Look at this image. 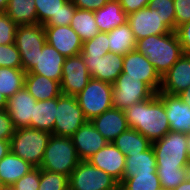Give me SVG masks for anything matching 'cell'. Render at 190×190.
Returning a JSON list of instances; mask_svg holds the SVG:
<instances>
[{
    "mask_svg": "<svg viewBox=\"0 0 190 190\" xmlns=\"http://www.w3.org/2000/svg\"><path fill=\"white\" fill-rule=\"evenodd\" d=\"M124 113L128 127L140 132L152 143L170 131L165 105L157 93L145 101L131 105Z\"/></svg>",
    "mask_w": 190,
    "mask_h": 190,
    "instance_id": "6da1fadb",
    "label": "cell"
},
{
    "mask_svg": "<svg viewBox=\"0 0 190 190\" xmlns=\"http://www.w3.org/2000/svg\"><path fill=\"white\" fill-rule=\"evenodd\" d=\"M135 50L145 55L160 77L165 75L183 55L175 31L163 35H150L136 41Z\"/></svg>",
    "mask_w": 190,
    "mask_h": 190,
    "instance_id": "7a4b0ae2",
    "label": "cell"
},
{
    "mask_svg": "<svg viewBox=\"0 0 190 190\" xmlns=\"http://www.w3.org/2000/svg\"><path fill=\"white\" fill-rule=\"evenodd\" d=\"M186 142L187 134L174 131H169L160 140L153 142L156 170L187 168L190 160Z\"/></svg>",
    "mask_w": 190,
    "mask_h": 190,
    "instance_id": "3957f363",
    "label": "cell"
},
{
    "mask_svg": "<svg viewBox=\"0 0 190 190\" xmlns=\"http://www.w3.org/2000/svg\"><path fill=\"white\" fill-rule=\"evenodd\" d=\"M79 162L71 138L51 134L39 168L69 177Z\"/></svg>",
    "mask_w": 190,
    "mask_h": 190,
    "instance_id": "277c9868",
    "label": "cell"
},
{
    "mask_svg": "<svg viewBox=\"0 0 190 190\" xmlns=\"http://www.w3.org/2000/svg\"><path fill=\"white\" fill-rule=\"evenodd\" d=\"M50 136L51 133L31 127L15 129L10 140V150L33 167L39 168Z\"/></svg>",
    "mask_w": 190,
    "mask_h": 190,
    "instance_id": "5b68a950",
    "label": "cell"
},
{
    "mask_svg": "<svg viewBox=\"0 0 190 190\" xmlns=\"http://www.w3.org/2000/svg\"><path fill=\"white\" fill-rule=\"evenodd\" d=\"M113 84L90 78L83 90L76 95L77 102L88 121L113 107Z\"/></svg>",
    "mask_w": 190,
    "mask_h": 190,
    "instance_id": "8992f818",
    "label": "cell"
},
{
    "mask_svg": "<svg viewBox=\"0 0 190 190\" xmlns=\"http://www.w3.org/2000/svg\"><path fill=\"white\" fill-rule=\"evenodd\" d=\"M46 43V34L43 25H20L15 35V46L22 60V69L28 73L37 62V57Z\"/></svg>",
    "mask_w": 190,
    "mask_h": 190,
    "instance_id": "52a82bcc",
    "label": "cell"
},
{
    "mask_svg": "<svg viewBox=\"0 0 190 190\" xmlns=\"http://www.w3.org/2000/svg\"><path fill=\"white\" fill-rule=\"evenodd\" d=\"M69 190H119V183L88 161H80L69 176Z\"/></svg>",
    "mask_w": 190,
    "mask_h": 190,
    "instance_id": "ba28073f",
    "label": "cell"
},
{
    "mask_svg": "<svg viewBox=\"0 0 190 190\" xmlns=\"http://www.w3.org/2000/svg\"><path fill=\"white\" fill-rule=\"evenodd\" d=\"M54 129L51 133L55 136L71 137L84 123L86 119L80 108L76 96L61 94L57 97V109Z\"/></svg>",
    "mask_w": 190,
    "mask_h": 190,
    "instance_id": "9c48e42d",
    "label": "cell"
},
{
    "mask_svg": "<svg viewBox=\"0 0 190 190\" xmlns=\"http://www.w3.org/2000/svg\"><path fill=\"white\" fill-rule=\"evenodd\" d=\"M155 92L140 79L125 78L121 73L113 83V107L125 110L133 104H138L151 98Z\"/></svg>",
    "mask_w": 190,
    "mask_h": 190,
    "instance_id": "30bf717a",
    "label": "cell"
},
{
    "mask_svg": "<svg viewBox=\"0 0 190 190\" xmlns=\"http://www.w3.org/2000/svg\"><path fill=\"white\" fill-rule=\"evenodd\" d=\"M122 73H125V78L140 79L145 82L155 93L160 90L161 77L150 60L136 50L124 55Z\"/></svg>",
    "mask_w": 190,
    "mask_h": 190,
    "instance_id": "8fae6325",
    "label": "cell"
},
{
    "mask_svg": "<svg viewBox=\"0 0 190 190\" xmlns=\"http://www.w3.org/2000/svg\"><path fill=\"white\" fill-rule=\"evenodd\" d=\"M90 78L81 54L66 57L62 67L61 93L76 96L87 85Z\"/></svg>",
    "mask_w": 190,
    "mask_h": 190,
    "instance_id": "7c38bea8",
    "label": "cell"
},
{
    "mask_svg": "<svg viewBox=\"0 0 190 190\" xmlns=\"http://www.w3.org/2000/svg\"><path fill=\"white\" fill-rule=\"evenodd\" d=\"M127 22L130 25L136 41L150 35H163L171 32L163 23V19L158 13V10H153L149 7L129 14Z\"/></svg>",
    "mask_w": 190,
    "mask_h": 190,
    "instance_id": "4fadbf2b",
    "label": "cell"
},
{
    "mask_svg": "<svg viewBox=\"0 0 190 190\" xmlns=\"http://www.w3.org/2000/svg\"><path fill=\"white\" fill-rule=\"evenodd\" d=\"M91 78L113 84L122 73L124 56L107 53L104 56L82 55Z\"/></svg>",
    "mask_w": 190,
    "mask_h": 190,
    "instance_id": "5bb4252c",
    "label": "cell"
},
{
    "mask_svg": "<svg viewBox=\"0 0 190 190\" xmlns=\"http://www.w3.org/2000/svg\"><path fill=\"white\" fill-rule=\"evenodd\" d=\"M46 42L61 55L71 57L81 54L83 41L80 36L67 26H44Z\"/></svg>",
    "mask_w": 190,
    "mask_h": 190,
    "instance_id": "9a60e30c",
    "label": "cell"
},
{
    "mask_svg": "<svg viewBox=\"0 0 190 190\" xmlns=\"http://www.w3.org/2000/svg\"><path fill=\"white\" fill-rule=\"evenodd\" d=\"M125 160L126 156L113 143L109 142L87 161L109 174L120 184L123 180Z\"/></svg>",
    "mask_w": 190,
    "mask_h": 190,
    "instance_id": "2e32d148",
    "label": "cell"
},
{
    "mask_svg": "<svg viewBox=\"0 0 190 190\" xmlns=\"http://www.w3.org/2000/svg\"><path fill=\"white\" fill-rule=\"evenodd\" d=\"M70 138L80 161H87L109 143L97 131L91 121L84 123Z\"/></svg>",
    "mask_w": 190,
    "mask_h": 190,
    "instance_id": "e0dca14e",
    "label": "cell"
},
{
    "mask_svg": "<svg viewBox=\"0 0 190 190\" xmlns=\"http://www.w3.org/2000/svg\"><path fill=\"white\" fill-rule=\"evenodd\" d=\"M36 102L25 86L7 100L6 111L15 129L31 127Z\"/></svg>",
    "mask_w": 190,
    "mask_h": 190,
    "instance_id": "ac0fdd59",
    "label": "cell"
},
{
    "mask_svg": "<svg viewBox=\"0 0 190 190\" xmlns=\"http://www.w3.org/2000/svg\"><path fill=\"white\" fill-rule=\"evenodd\" d=\"M190 86V54H184L161 77L159 92L178 95Z\"/></svg>",
    "mask_w": 190,
    "mask_h": 190,
    "instance_id": "d6986e66",
    "label": "cell"
},
{
    "mask_svg": "<svg viewBox=\"0 0 190 190\" xmlns=\"http://www.w3.org/2000/svg\"><path fill=\"white\" fill-rule=\"evenodd\" d=\"M165 105V112L170 124V131L184 134L190 133V106L184 103L178 95L158 92Z\"/></svg>",
    "mask_w": 190,
    "mask_h": 190,
    "instance_id": "ffe728a7",
    "label": "cell"
},
{
    "mask_svg": "<svg viewBox=\"0 0 190 190\" xmlns=\"http://www.w3.org/2000/svg\"><path fill=\"white\" fill-rule=\"evenodd\" d=\"M66 57L61 55L54 47L47 42L42 48V52L37 57L34 68L26 74L43 75L54 81L61 82L62 67Z\"/></svg>",
    "mask_w": 190,
    "mask_h": 190,
    "instance_id": "44dd1931",
    "label": "cell"
},
{
    "mask_svg": "<svg viewBox=\"0 0 190 190\" xmlns=\"http://www.w3.org/2000/svg\"><path fill=\"white\" fill-rule=\"evenodd\" d=\"M91 123L97 131L108 141L113 142L122 132L129 127L124 110L112 107L99 116L93 118Z\"/></svg>",
    "mask_w": 190,
    "mask_h": 190,
    "instance_id": "7402d4cb",
    "label": "cell"
},
{
    "mask_svg": "<svg viewBox=\"0 0 190 190\" xmlns=\"http://www.w3.org/2000/svg\"><path fill=\"white\" fill-rule=\"evenodd\" d=\"M24 86L36 101L57 98L62 94L60 82L43 75L26 74Z\"/></svg>",
    "mask_w": 190,
    "mask_h": 190,
    "instance_id": "603a6c76",
    "label": "cell"
},
{
    "mask_svg": "<svg viewBox=\"0 0 190 190\" xmlns=\"http://www.w3.org/2000/svg\"><path fill=\"white\" fill-rule=\"evenodd\" d=\"M94 17L100 32H109L128 20V14L118 0H109L102 8L94 12Z\"/></svg>",
    "mask_w": 190,
    "mask_h": 190,
    "instance_id": "cb8c5ba5",
    "label": "cell"
},
{
    "mask_svg": "<svg viewBox=\"0 0 190 190\" xmlns=\"http://www.w3.org/2000/svg\"><path fill=\"white\" fill-rule=\"evenodd\" d=\"M30 163L15 155L11 150L0 160V177L9 189L17 180L34 169Z\"/></svg>",
    "mask_w": 190,
    "mask_h": 190,
    "instance_id": "d4e9b609",
    "label": "cell"
},
{
    "mask_svg": "<svg viewBox=\"0 0 190 190\" xmlns=\"http://www.w3.org/2000/svg\"><path fill=\"white\" fill-rule=\"evenodd\" d=\"M157 163L155 152L152 146L144 151L136 154H126L125 170L123 179L136 176L137 173L157 172Z\"/></svg>",
    "mask_w": 190,
    "mask_h": 190,
    "instance_id": "484cf974",
    "label": "cell"
},
{
    "mask_svg": "<svg viewBox=\"0 0 190 190\" xmlns=\"http://www.w3.org/2000/svg\"><path fill=\"white\" fill-rule=\"evenodd\" d=\"M57 98L37 101L34 106L31 128L52 133L56 118Z\"/></svg>",
    "mask_w": 190,
    "mask_h": 190,
    "instance_id": "4316f807",
    "label": "cell"
},
{
    "mask_svg": "<svg viewBox=\"0 0 190 190\" xmlns=\"http://www.w3.org/2000/svg\"><path fill=\"white\" fill-rule=\"evenodd\" d=\"M108 33L110 53L125 55L135 50L136 40L128 22L122 24Z\"/></svg>",
    "mask_w": 190,
    "mask_h": 190,
    "instance_id": "83f0119b",
    "label": "cell"
},
{
    "mask_svg": "<svg viewBox=\"0 0 190 190\" xmlns=\"http://www.w3.org/2000/svg\"><path fill=\"white\" fill-rule=\"evenodd\" d=\"M5 13L17 26L38 24L35 0H9Z\"/></svg>",
    "mask_w": 190,
    "mask_h": 190,
    "instance_id": "f1b7e54d",
    "label": "cell"
},
{
    "mask_svg": "<svg viewBox=\"0 0 190 190\" xmlns=\"http://www.w3.org/2000/svg\"><path fill=\"white\" fill-rule=\"evenodd\" d=\"M125 156L144 152L152 146L145 136L135 129L128 128L112 142Z\"/></svg>",
    "mask_w": 190,
    "mask_h": 190,
    "instance_id": "f546056e",
    "label": "cell"
},
{
    "mask_svg": "<svg viewBox=\"0 0 190 190\" xmlns=\"http://www.w3.org/2000/svg\"><path fill=\"white\" fill-rule=\"evenodd\" d=\"M70 26L80 36L83 42L91 40L100 32L95 22L94 12L90 10L77 8Z\"/></svg>",
    "mask_w": 190,
    "mask_h": 190,
    "instance_id": "4dcf8cb0",
    "label": "cell"
},
{
    "mask_svg": "<svg viewBox=\"0 0 190 190\" xmlns=\"http://www.w3.org/2000/svg\"><path fill=\"white\" fill-rule=\"evenodd\" d=\"M26 72L21 68L0 67V92L7 99L12 97L25 84Z\"/></svg>",
    "mask_w": 190,
    "mask_h": 190,
    "instance_id": "1f68e13d",
    "label": "cell"
},
{
    "mask_svg": "<svg viewBox=\"0 0 190 190\" xmlns=\"http://www.w3.org/2000/svg\"><path fill=\"white\" fill-rule=\"evenodd\" d=\"M161 184L157 172L137 173L136 176L123 179L119 190H160Z\"/></svg>",
    "mask_w": 190,
    "mask_h": 190,
    "instance_id": "d6a6232c",
    "label": "cell"
},
{
    "mask_svg": "<svg viewBox=\"0 0 190 190\" xmlns=\"http://www.w3.org/2000/svg\"><path fill=\"white\" fill-rule=\"evenodd\" d=\"M38 190H69V177L40 169V184Z\"/></svg>",
    "mask_w": 190,
    "mask_h": 190,
    "instance_id": "836d02e7",
    "label": "cell"
},
{
    "mask_svg": "<svg viewBox=\"0 0 190 190\" xmlns=\"http://www.w3.org/2000/svg\"><path fill=\"white\" fill-rule=\"evenodd\" d=\"M108 33L99 32L91 40L83 42L81 55L104 56L110 52Z\"/></svg>",
    "mask_w": 190,
    "mask_h": 190,
    "instance_id": "e575fe53",
    "label": "cell"
},
{
    "mask_svg": "<svg viewBox=\"0 0 190 190\" xmlns=\"http://www.w3.org/2000/svg\"><path fill=\"white\" fill-rule=\"evenodd\" d=\"M65 2L66 0H35L38 24L44 25L60 11Z\"/></svg>",
    "mask_w": 190,
    "mask_h": 190,
    "instance_id": "d590c367",
    "label": "cell"
},
{
    "mask_svg": "<svg viewBox=\"0 0 190 190\" xmlns=\"http://www.w3.org/2000/svg\"><path fill=\"white\" fill-rule=\"evenodd\" d=\"M148 7L158 10L163 19V23L171 30L175 31V8L173 0H149Z\"/></svg>",
    "mask_w": 190,
    "mask_h": 190,
    "instance_id": "8d00e7d4",
    "label": "cell"
},
{
    "mask_svg": "<svg viewBox=\"0 0 190 190\" xmlns=\"http://www.w3.org/2000/svg\"><path fill=\"white\" fill-rule=\"evenodd\" d=\"M156 171L160 180L161 187L164 189L173 190L187 179L186 168Z\"/></svg>",
    "mask_w": 190,
    "mask_h": 190,
    "instance_id": "74e56055",
    "label": "cell"
},
{
    "mask_svg": "<svg viewBox=\"0 0 190 190\" xmlns=\"http://www.w3.org/2000/svg\"><path fill=\"white\" fill-rule=\"evenodd\" d=\"M0 67L21 68V55L14 43L0 45Z\"/></svg>",
    "mask_w": 190,
    "mask_h": 190,
    "instance_id": "f35d334b",
    "label": "cell"
},
{
    "mask_svg": "<svg viewBox=\"0 0 190 190\" xmlns=\"http://www.w3.org/2000/svg\"><path fill=\"white\" fill-rule=\"evenodd\" d=\"M76 9L77 7L72 3V1H66L60 11L56 15L50 17V19L43 26L70 25Z\"/></svg>",
    "mask_w": 190,
    "mask_h": 190,
    "instance_id": "ab89813d",
    "label": "cell"
},
{
    "mask_svg": "<svg viewBox=\"0 0 190 190\" xmlns=\"http://www.w3.org/2000/svg\"><path fill=\"white\" fill-rule=\"evenodd\" d=\"M17 27L18 26L5 12H0V45L15 42Z\"/></svg>",
    "mask_w": 190,
    "mask_h": 190,
    "instance_id": "60d3db41",
    "label": "cell"
},
{
    "mask_svg": "<svg viewBox=\"0 0 190 190\" xmlns=\"http://www.w3.org/2000/svg\"><path fill=\"white\" fill-rule=\"evenodd\" d=\"M40 184V168H34L22 178L17 180L11 190H38Z\"/></svg>",
    "mask_w": 190,
    "mask_h": 190,
    "instance_id": "b9f144b4",
    "label": "cell"
},
{
    "mask_svg": "<svg viewBox=\"0 0 190 190\" xmlns=\"http://www.w3.org/2000/svg\"><path fill=\"white\" fill-rule=\"evenodd\" d=\"M175 8V31L178 26L190 21V0H173Z\"/></svg>",
    "mask_w": 190,
    "mask_h": 190,
    "instance_id": "7bdbcfd3",
    "label": "cell"
},
{
    "mask_svg": "<svg viewBox=\"0 0 190 190\" xmlns=\"http://www.w3.org/2000/svg\"><path fill=\"white\" fill-rule=\"evenodd\" d=\"M15 127L6 110H0V139L11 140Z\"/></svg>",
    "mask_w": 190,
    "mask_h": 190,
    "instance_id": "ee69618b",
    "label": "cell"
},
{
    "mask_svg": "<svg viewBox=\"0 0 190 190\" xmlns=\"http://www.w3.org/2000/svg\"><path fill=\"white\" fill-rule=\"evenodd\" d=\"M176 34L184 54H190V21L183 23L176 29Z\"/></svg>",
    "mask_w": 190,
    "mask_h": 190,
    "instance_id": "f6af8a7d",
    "label": "cell"
},
{
    "mask_svg": "<svg viewBox=\"0 0 190 190\" xmlns=\"http://www.w3.org/2000/svg\"><path fill=\"white\" fill-rule=\"evenodd\" d=\"M109 0H72V3L83 10H90L95 12L102 8Z\"/></svg>",
    "mask_w": 190,
    "mask_h": 190,
    "instance_id": "bcb514c9",
    "label": "cell"
},
{
    "mask_svg": "<svg viewBox=\"0 0 190 190\" xmlns=\"http://www.w3.org/2000/svg\"><path fill=\"white\" fill-rule=\"evenodd\" d=\"M123 10L129 15L132 12L148 7L149 0H118Z\"/></svg>",
    "mask_w": 190,
    "mask_h": 190,
    "instance_id": "7dc6e473",
    "label": "cell"
},
{
    "mask_svg": "<svg viewBox=\"0 0 190 190\" xmlns=\"http://www.w3.org/2000/svg\"><path fill=\"white\" fill-rule=\"evenodd\" d=\"M10 152V141L0 139V160Z\"/></svg>",
    "mask_w": 190,
    "mask_h": 190,
    "instance_id": "c3c4849f",
    "label": "cell"
},
{
    "mask_svg": "<svg viewBox=\"0 0 190 190\" xmlns=\"http://www.w3.org/2000/svg\"><path fill=\"white\" fill-rule=\"evenodd\" d=\"M178 96L184 103L190 106V86L181 93H179Z\"/></svg>",
    "mask_w": 190,
    "mask_h": 190,
    "instance_id": "681fc988",
    "label": "cell"
},
{
    "mask_svg": "<svg viewBox=\"0 0 190 190\" xmlns=\"http://www.w3.org/2000/svg\"><path fill=\"white\" fill-rule=\"evenodd\" d=\"M173 190H190V180L186 179L183 183L179 184L175 189Z\"/></svg>",
    "mask_w": 190,
    "mask_h": 190,
    "instance_id": "f907efd6",
    "label": "cell"
},
{
    "mask_svg": "<svg viewBox=\"0 0 190 190\" xmlns=\"http://www.w3.org/2000/svg\"><path fill=\"white\" fill-rule=\"evenodd\" d=\"M7 98L0 92V110H6Z\"/></svg>",
    "mask_w": 190,
    "mask_h": 190,
    "instance_id": "816d5d0a",
    "label": "cell"
},
{
    "mask_svg": "<svg viewBox=\"0 0 190 190\" xmlns=\"http://www.w3.org/2000/svg\"><path fill=\"white\" fill-rule=\"evenodd\" d=\"M9 0H0V12H5L8 6Z\"/></svg>",
    "mask_w": 190,
    "mask_h": 190,
    "instance_id": "f5cc1de1",
    "label": "cell"
},
{
    "mask_svg": "<svg viewBox=\"0 0 190 190\" xmlns=\"http://www.w3.org/2000/svg\"><path fill=\"white\" fill-rule=\"evenodd\" d=\"M187 150H188V155H189V160H190V133L187 134Z\"/></svg>",
    "mask_w": 190,
    "mask_h": 190,
    "instance_id": "db71d44e",
    "label": "cell"
},
{
    "mask_svg": "<svg viewBox=\"0 0 190 190\" xmlns=\"http://www.w3.org/2000/svg\"><path fill=\"white\" fill-rule=\"evenodd\" d=\"M0 190H8V188L6 187V185L3 183L1 177H0Z\"/></svg>",
    "mask_w": 190,
    "mask_h": 190,
    "instance_id": "11a10c76",
    "label": "cell"
},
{
    "mask_svg": "<svg viewBox=\"0 0 190 190\" xmlns=\"http://www.w3.org/2000/svg\"><path fill=\"white\" fill-rule=\"evenodd\" d=\"M186 172H187V179L190 180V163L188 164V166L186 168Z\"/></svg>",
    "mask_w": 190,
    "mask_h": 190,
    "instance_id": "9f6ffc18",
    "label": "cell"
}]
</instances>
